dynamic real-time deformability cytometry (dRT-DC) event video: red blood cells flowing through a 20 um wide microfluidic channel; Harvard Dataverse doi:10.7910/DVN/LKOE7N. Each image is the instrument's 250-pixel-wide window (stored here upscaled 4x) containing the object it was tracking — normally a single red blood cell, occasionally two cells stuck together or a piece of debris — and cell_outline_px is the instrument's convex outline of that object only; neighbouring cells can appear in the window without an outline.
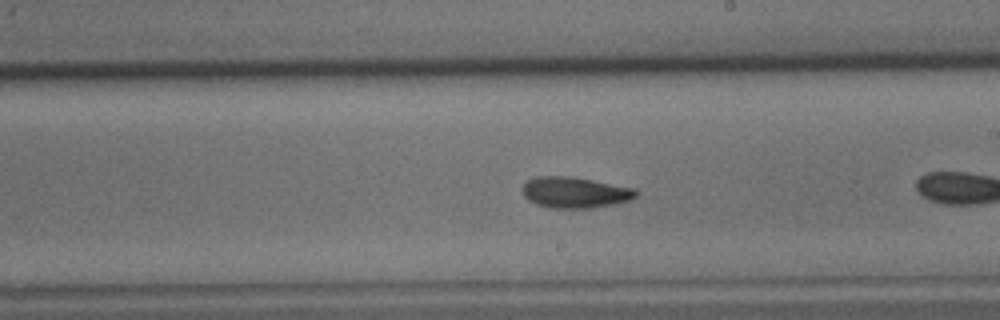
{"species": "common noctule bat (a hibernating species)", "species_latin": "Nyctalus noctula", "temperature_condition": "cold", "stored_images_in_passage": 28, "camera_frame_rate_fps": 3000, "um_per_image_px": 0.085, "animal": {"sex": "male", "body_mass_g": 15.6}, "frame": {"image": 1, "passage_image": 16, "time_ms": 5.0, "image_size_px": [1000, 320], "cell_outline_px": [[640, 192], [636, 196], [628, 200], [616, 204], [592, 208], [548, 208], [536, 204], [528, 200], [524, 196], [520, 188], [528, 180], [536, 176], [572, 176], [636, 188]], "centroid_in_image_um": [48.86, 16.35], "position_along_channel_um": 240.1, "area_um2": 20.87}}